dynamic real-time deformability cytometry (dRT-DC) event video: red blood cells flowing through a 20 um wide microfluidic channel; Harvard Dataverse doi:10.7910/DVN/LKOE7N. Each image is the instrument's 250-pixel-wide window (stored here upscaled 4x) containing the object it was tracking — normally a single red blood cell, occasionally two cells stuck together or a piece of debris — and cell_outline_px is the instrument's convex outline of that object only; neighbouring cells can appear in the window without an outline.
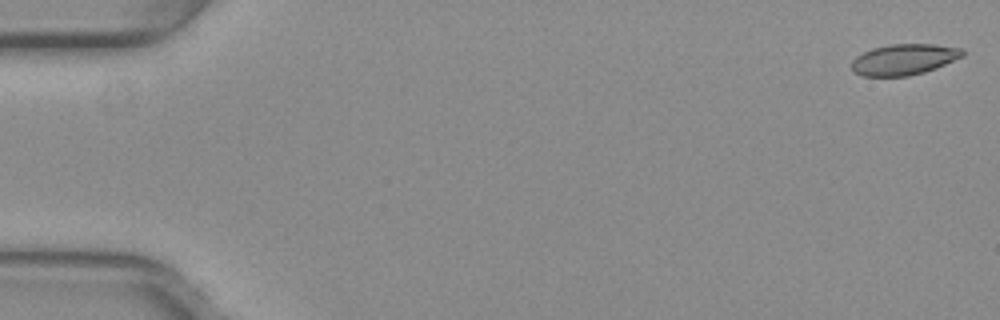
{"species": "common noctule bat (a hibernating species)", "species_latin": "Nyctalus noctula", "temperature_condition": "warm", "stored_images_in_passage": 16, "camera_frame_rate_fps": 3000, "um_per_image_px": 0.085, "animal": {"sex": "female", "body_mass_g": 29.2, "forearm_length_mm": 56.3}, "frame": {"image": 1, "passage_image": 1, "time_ms": 0.0, "image_size_px": [1000, 320], "cell_outline_px": [[964, 56], [936, 68], [924, 72], [908, 76], [864, 76], [852, 72], [852, 60], [856, 56], [872, 48], [892, 44], [936, 44], [964, 48]], "centroid_in_image_um": [76.86, 5.05], "position_along_channel_um": 8.1, "area_um2": 20.11}}
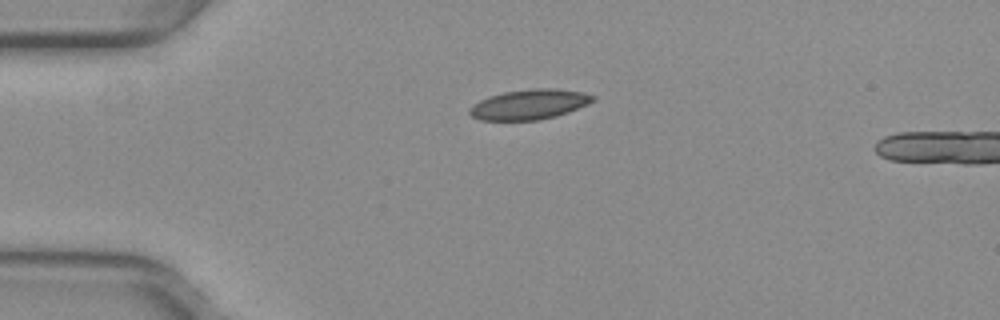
{"frame": {"image": 2, "passage_image": 13, "time_ms": 4.0, "image_size_px": [1000, 320], "cell_outline_px": [[596, 100], [588, 104], [568, 112], [556, 116], [540, 120], [480, 120], [472, 116], [468, 112], [468, 108], [472, 104], [488, 96], [504, 92], [532, 88], [552, 88], [584, 92], [596, 96]], "centroid_in_image_um": [44.99, 8.87], "position_along_channel_um": 40.0, "area_um2": 21.79}}